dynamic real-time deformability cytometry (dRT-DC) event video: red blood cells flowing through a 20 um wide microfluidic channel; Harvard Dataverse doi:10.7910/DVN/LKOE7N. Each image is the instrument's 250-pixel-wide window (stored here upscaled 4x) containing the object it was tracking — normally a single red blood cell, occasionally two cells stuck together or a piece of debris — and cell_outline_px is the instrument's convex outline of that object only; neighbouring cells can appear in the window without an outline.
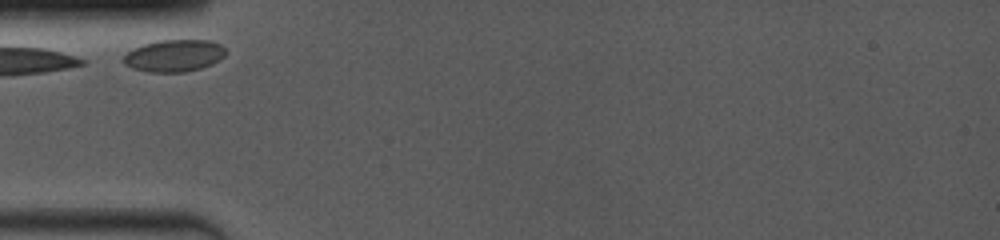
{"species": "common noctule bat (a hibernating species)", "species_latin": "Nyctalus noctula", "temperature_condition": "room temperature", "stored_images_in_passage": 3, "segment_of_instrument_passage": [1, 2], "camera_frame_rate_fps": 4000, "um_per_image_px": 0.085, "animal": {"sex": "female", "body_mass_g": 19.0, "forearm_length_mm": 53.3}, "frame": {"image": 1, "passage_image": 1, "time_ms": 0.0, "image_size_px": [1000, 240], "cell_outline_px": [[228, 52], [220, 60], [212, 64], [200, 68], [184, 72], [148, 72], [132, 68], [124, 64], [120, 60], [132, 48], [144, 44], [160, 40], [208, 40], [220, 44]], "centroid_in_image_um": [14.79, 4.73], "position_along_channel_um": 70.2, "area_um2": 19.25}}